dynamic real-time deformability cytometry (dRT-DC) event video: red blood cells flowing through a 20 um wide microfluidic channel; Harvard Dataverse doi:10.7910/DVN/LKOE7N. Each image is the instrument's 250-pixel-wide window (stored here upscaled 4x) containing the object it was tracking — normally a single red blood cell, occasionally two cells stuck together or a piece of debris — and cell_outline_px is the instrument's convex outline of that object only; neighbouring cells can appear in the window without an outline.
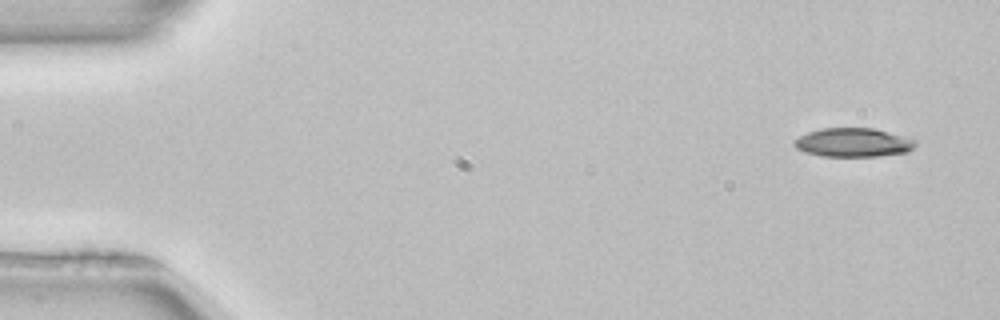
{"species": "common noctule bat (a hibernating species)", "species_latin": "Nyctalus noctula", "temperature_condition": "room temperature", "stored_images_in_passage": 11, "camera_frame_rate_fps": 3000, "um_per_image_px": 0.085, "animal": {"sex": "female", "body_mass_g": 22.7, "forearm_length_mm": 54.2}, "frame": {"image": 1, "passage_image": 1, "time_ms": 0.0, "image_size_px": [1000, 320], "cell_outline_px": [[916, 144], [908, 152], [880, 156], [820, 156], [804, 152], [796, 148], [792, 144], [792, 140], [808, 132], [820, 128], [876, 128], [916, 140]], "centroid_in_image_um": [72.49, 12.11], "position_along_channel_um": 12.5, "area_um2": 20.52}}